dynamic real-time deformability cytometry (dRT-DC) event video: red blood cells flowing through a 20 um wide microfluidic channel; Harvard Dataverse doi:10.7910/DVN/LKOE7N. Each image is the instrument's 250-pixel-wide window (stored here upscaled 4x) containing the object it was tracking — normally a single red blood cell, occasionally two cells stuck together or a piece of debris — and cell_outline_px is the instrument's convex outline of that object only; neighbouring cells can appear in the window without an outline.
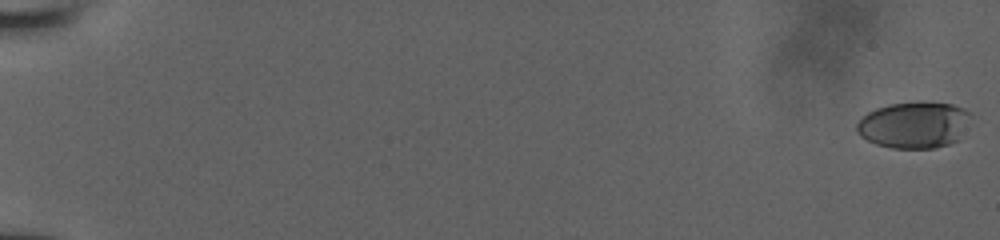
{"species": "human", "species_latin": "Homo sapiens", "temperature_condition": "room temperature", "stored_images_in_passage": 58, "camera_frame_rate_fps": 3000, "um_per_image_px": 0.085, "donor": {"sex": "male"}, "frame": {"image": 1, "passage_image": 1, "time_ms": 0.0, "image_size_px": [1000, 240], "cell_outline_px": [[972, 116], [956, 140], [948, 144], [936, 148], [892, 148], [876, 144], [860, 136], [856, 132], [856, 124], [868, 112], [876, 108], [888, 104], [952, 104], [964, 108], [972, 112]], "centroid_in_image_um": [77.67, 10.64], "position_along_channel_um": 7.3, "area_um2": 30.23}}
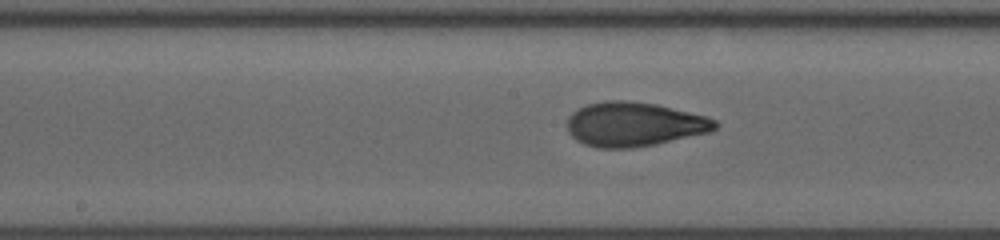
{"frame": {"image": 2, "passage_image": 31, "time_ms": 10.333, "image_size_px": [1000, 240], "cell_outline_px": [[720, 124], [716, 128], [708, 132], [656, 144], [632, 148], [596, 148], [584, 144], [576, 140], [568, 132], [568, 116], [572, 112], [588, 104], [604, 100], [628, 100], [656, 104], [704, 116], [716, 120]], "centroid_in_image_um": [53.87, 10.56], "position_along_channel_um": 194.3, "area_um2": 38.09}}
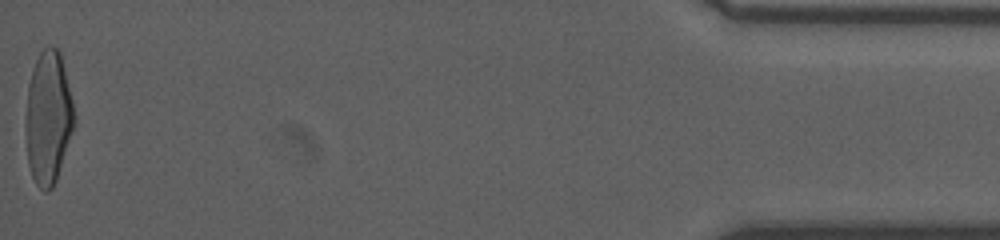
{"frame": {"image": 3, "passage_image": 57, "time_ms": 18.333, "image_size_px": [1000, 240], "cell_outline_px": [[76, 124], [56, 180], [52, 188], [48, 192], [44, 192], [36, 184], [32, 176], [28, 164], [24, 124], [28, 84], [32, 68], [40, 52], [48, 44], [56, 48], [60, 52], [76, 116]], "centroid_in_image_um": [4.09, 10.02], "position_along_channel_um": 431.1, "area_um2": 38.21}}